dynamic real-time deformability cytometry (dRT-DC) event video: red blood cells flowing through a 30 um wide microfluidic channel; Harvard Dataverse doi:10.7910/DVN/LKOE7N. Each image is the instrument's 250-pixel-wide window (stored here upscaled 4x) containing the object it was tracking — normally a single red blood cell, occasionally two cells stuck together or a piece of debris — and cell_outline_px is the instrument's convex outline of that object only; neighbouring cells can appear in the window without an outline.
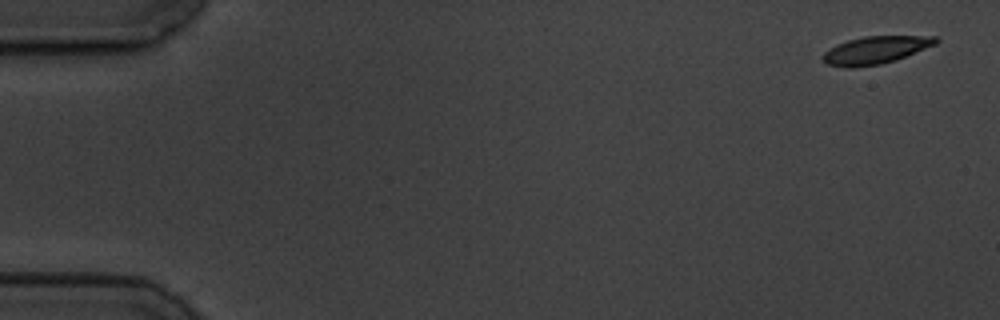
{"species": "common noctule bat (a hibernating species)", "species_latin": "Nyctalus noctula", "temperature_condition": "cold", "stored_images_in_passage": 5, "camera_frame_rate_fps": 3000, "um_per_image_px": 0.085, "animal": {"sex": "male", "body_mass_g": 19.5, "forearm_length_mm": 54.6}, "frame": {"image": 1, "passage_image": 1, "time_ms": 0.0, "image_size_px": [1000, 320], "cell_outline_px": [[940, 40], [936, 44], [896, 60], [880, 64], [852, 68], [848, 68], [828, 64], [824, 60], [824, 52], [836, 44], [848, 40], [864, 36], [936, 36]], "centroid_in_image_um": [74.44, 4.25], "position_along_channel_um": 10.6, "area_um2": 18.03}}
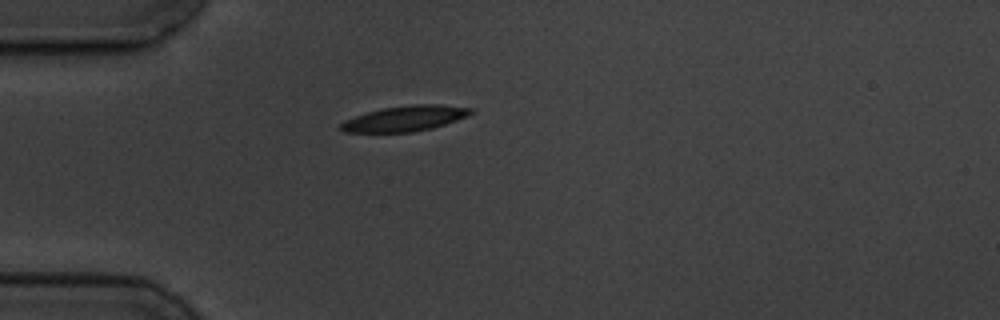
{"frame": {"image": 2, "passage_image": 5, "time_ms": 4.667, "image_size_px": [1000, 320], "cell_outline_px": [[476, 112], [468, 116], [432, 128], [412, 132], [344, 132], [340, 128], [340, 124], [344, 120], [368, 112], [384, 108], [412, 104], [440, 104], [472, 108]], "centroid_in_image_um": [34.46, 10.06], "position_along_channel_um": 50.5, "area_um2": 19.19}}